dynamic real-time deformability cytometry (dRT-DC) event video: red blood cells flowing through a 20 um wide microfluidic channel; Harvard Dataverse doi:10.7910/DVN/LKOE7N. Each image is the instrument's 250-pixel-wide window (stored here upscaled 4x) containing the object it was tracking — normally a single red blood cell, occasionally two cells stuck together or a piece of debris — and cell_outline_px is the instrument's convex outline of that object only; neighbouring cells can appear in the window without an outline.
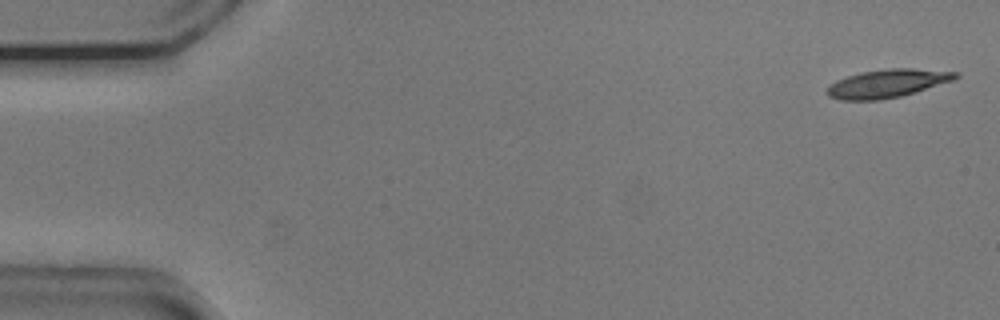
{"species": "common noctule bat (a hibernating species)", "species_latin": "Nyctalus noctula", "temperature_condition": "cold", "stored_images_in_passage": 5, "camera_frame_rate_fps": 3000, "um_per_image_px": 0.085, "animal": {"sex": "male", "body_mass_g": 20.5, "forearm_length_mm": 52.5}, "frame": {"image": 1, "passage_image": 1, "time_ms": 0.0, "image_size_px": [1000, 320], "cell_outline_px": [[960, 76], [956, 80], [900, 96], [880, 100], [840, 100], [828, 96], [828, 88], [836, 80], [860, 72], [888, 68], [912, 68], [960, 72]], "centroid_in_image_um": [75.49, 7.08], "position_along_channel_um": 9.5, "area_um2": 21.15}}